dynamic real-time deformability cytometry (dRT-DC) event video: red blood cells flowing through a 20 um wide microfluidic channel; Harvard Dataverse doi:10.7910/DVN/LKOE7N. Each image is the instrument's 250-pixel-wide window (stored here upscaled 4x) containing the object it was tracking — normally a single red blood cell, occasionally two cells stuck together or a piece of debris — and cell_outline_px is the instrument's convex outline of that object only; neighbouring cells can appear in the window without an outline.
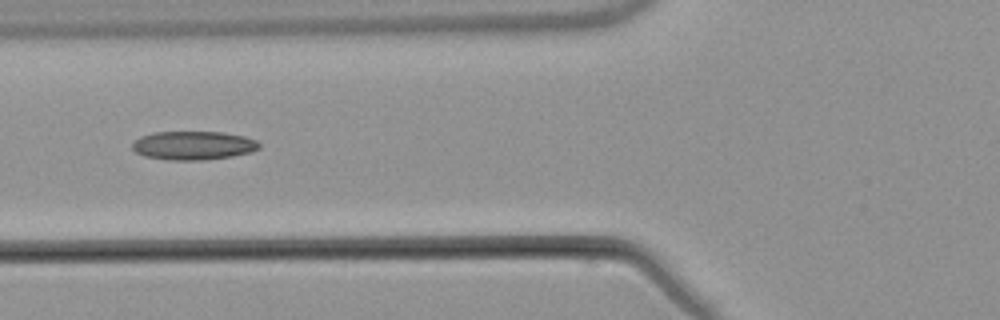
{"species": "common noctule bat (a hibernating species)", "species_latin": "Nyctalus noctula", "temperature_condition": "warm", "stored_images_in_passage": 6, "camera_frame_rate_fps": 3000, "um_per_image_px": 0.085, "animal": {"sex": "male", "body_mass_g": 21.5, "forearm_length_mm": 52.0}, "frame": {"image": 1, "passage_image": 6, "time_ms": 6.0, "image_size_px": [1000, 320], "cell_outline_px": [[260, 148], [252, 152], [232, 156], [204, 160], [168, 160], [144, 156], [136, 152], [132, 148], [132, 144], [140, 136], [152, 132], [224, 132], [244, 136], [256, 140], [260, 144]], "centroid_in_image_um": [16.44, 12.36], "position_along_channel_um": 109.4, "area_um2": 21.33}}